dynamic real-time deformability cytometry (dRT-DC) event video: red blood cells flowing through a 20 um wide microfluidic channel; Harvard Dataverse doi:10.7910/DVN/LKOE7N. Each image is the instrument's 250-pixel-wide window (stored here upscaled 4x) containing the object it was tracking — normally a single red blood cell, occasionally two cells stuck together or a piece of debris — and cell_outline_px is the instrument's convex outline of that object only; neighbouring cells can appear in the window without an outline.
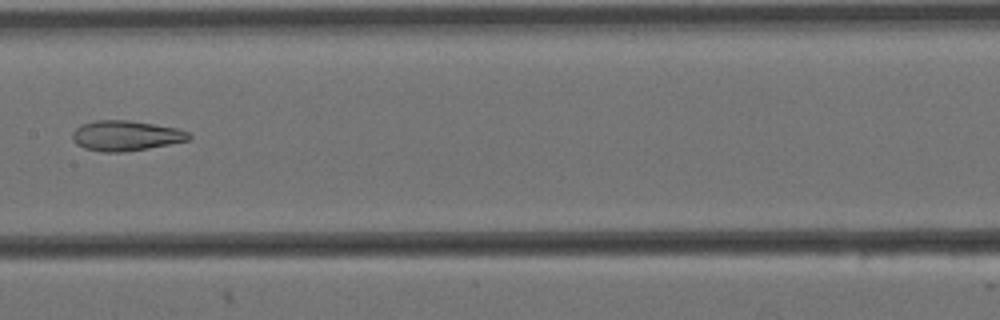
{"species": "Egyptian fruit bat (a non-hibernating species)", "species_latin": "Rousettus aegyptiacus", "temperature_condition": "cold", "stored_images_in_passage": 9, "camera_frame_rate_fps": 3000, "um_per_image_px": 0.085, "animal": {"sex": "female"}, "frame": {"image": 1, "passage_image": 8, "time_ms": 2.333, "image_size_px": [1000, 320], "cell_outline_px": [[192, 136], [188, 140], [148, 148], [120, 152], [104, 152], [84, 148], [76, 144], [72, 140], [72, 132], [80, 124], [96, 120], [128, 120], [176, 128], [188, 132]], "centroid_in_image_um": [10.64, 11.53], "position_along_channel_um": 196.8, "area_um2": 20.35}}
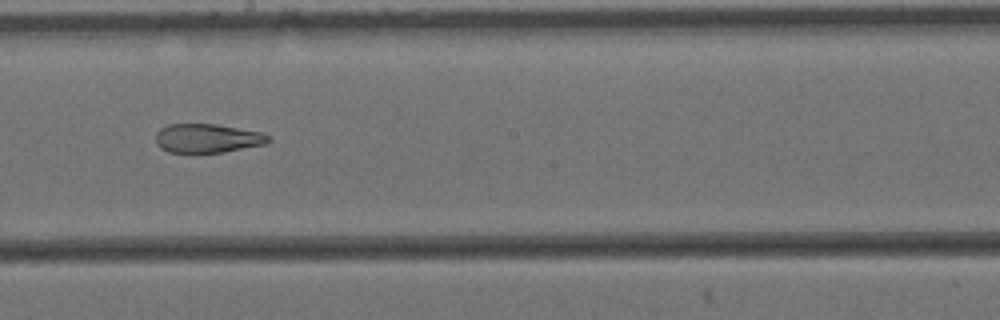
{"frame": {"image": 2, "passage_image": 9, "time_ms": 2.667, "image_size_px": [1000, 320], "cell_outline_px": [[272, 140], [264, 144], [224, 152], [168, 152], [160, 148], [156, 144], [156, 132], [160, 128], [168, 124], [216, 124], [260, 132], [272, 136]], "centroid_in_image_um": [17.62, 11.75], "position_along_channel_um": 230.6, "area_um2": 19.02}}